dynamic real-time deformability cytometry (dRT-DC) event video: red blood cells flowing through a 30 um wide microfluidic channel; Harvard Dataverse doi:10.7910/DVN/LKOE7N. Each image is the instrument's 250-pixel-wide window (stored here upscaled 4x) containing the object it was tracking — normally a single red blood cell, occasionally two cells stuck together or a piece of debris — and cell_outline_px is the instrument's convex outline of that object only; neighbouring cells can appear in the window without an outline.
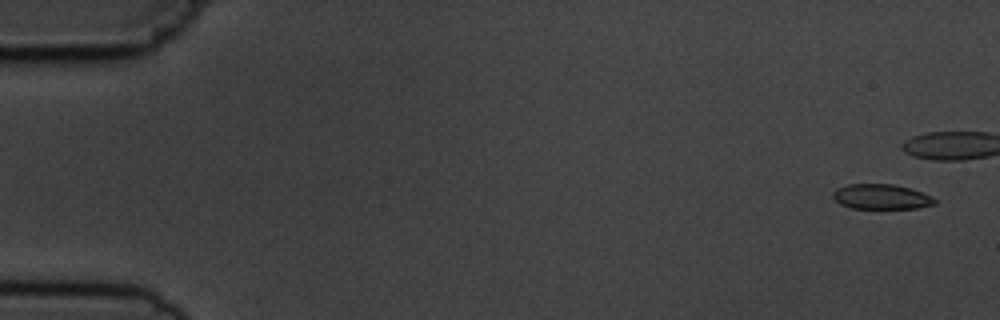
{"species": "common noctule bat (a hibernating species)", "species_latin": "Nyctalus noctula", "temperature_condition": "cold", "stored_images_in_passage": 8, "segment_of_instrument_passage": [1, 2], "camera_frame_rate_fps": 3000, "um_per_image_px": 0.085, "animal": {"sex": "male", "body_mass_g": 19.5, "forearm_length_mm": 54.6}, "frame": {"image": 1, "passage_image": 1, "time_ms": 0.0, "image_size_px": [1000, 320], "cell_outline_px": [[936, 204], [916, 208], [852, 208], [840, 204], [832, 196], [832, 192], [836, 188], [848, 184], [892, 184], [908, 188], [932, 196], [936, 200]], "centroid_in_image_um": [74.88, 16.72], "position_along_channel_um": 10.1, "area_um2": 14.74}}
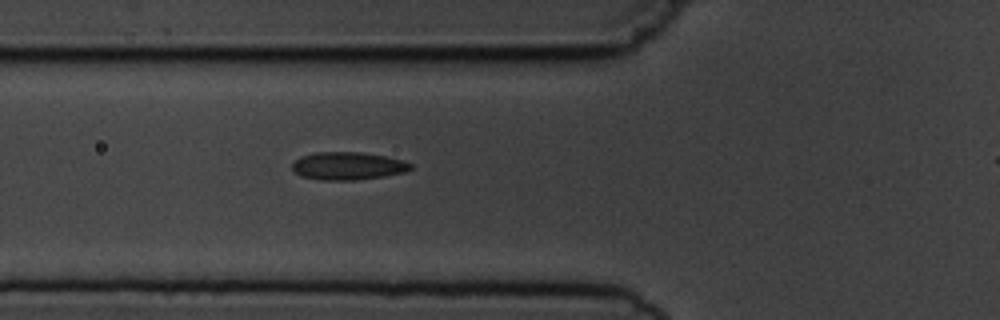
{"frame": {"image": 2, "passage_image": 7, "time_ms": 7.0, "image_size_px": [1000, 320], "cell_outline_px": [[412, 168], [404, 172], [384, 176], [356, 180], [320, 180], [300, 176], [292, 168], [292, 164], [300, 156], [316, 152], [364, 152], [388, 156], [404, 160], [412, 164]], "centroid_in_image_um": [29.59, 14.1], "position_along_channel_um": 96.2, "area_um2": 19.36}}